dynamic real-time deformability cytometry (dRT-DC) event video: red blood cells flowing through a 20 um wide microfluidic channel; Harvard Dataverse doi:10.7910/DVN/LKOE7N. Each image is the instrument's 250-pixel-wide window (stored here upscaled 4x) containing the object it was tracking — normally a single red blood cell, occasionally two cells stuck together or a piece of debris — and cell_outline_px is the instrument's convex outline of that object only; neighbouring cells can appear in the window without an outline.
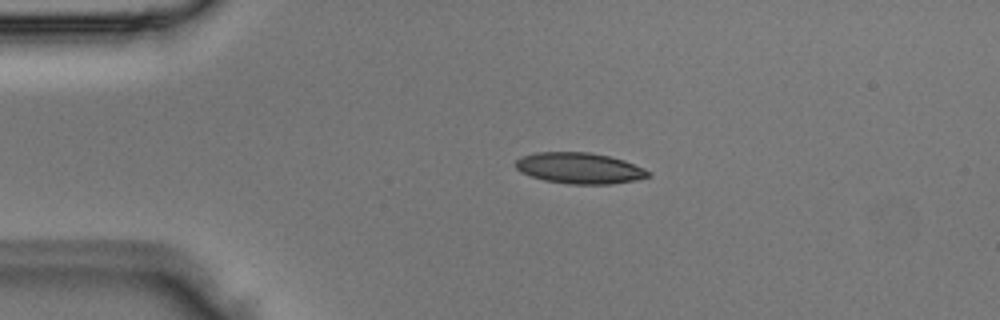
{"species": "Egyptian fruit bat (a non-hibernating species)", "species_latin": "Rousettus aegyptiacus", "temperature_condition": "room temperature", "stored_images_in_passage": 3, "camera_frame_rate_fps": 3000, "um_per_image_px": 0.085, "animal": {"sex": "male"}, "frame": {"image": 1, "passage_image": 1, "time_ms": 0.0, "image_size_px": [1000, 320], "cell_outline_px": [[652, 176], [636, 180], [612, 184], [568, 184], [544, 180], [520, 172], [516, 168], [516, 160], [520, 156], [536, 152], [592, 152], [624, 160], [644, 168], [652, 172]], "centroid_in_image_um": [49.28, 14.29], "position_along_channel_um": 35.7, "area_um2": 24.16}}
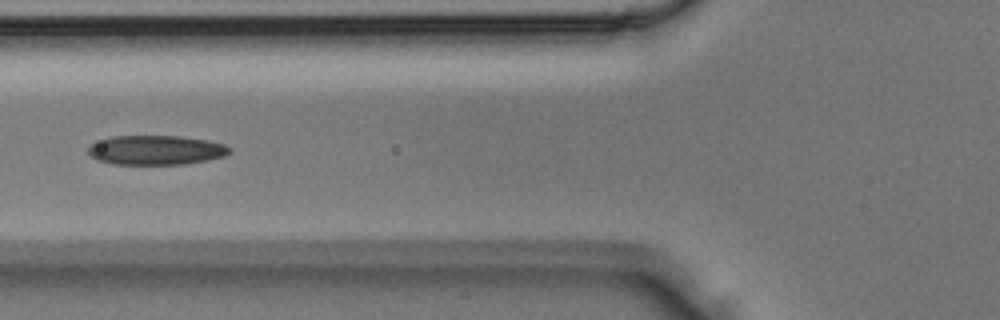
{"frame": {"image": 2, "passage_image": 3, "time_ms": 0.667, "image_size_px": [1000, 320], "cell_outline_px": [[232, 152], [224, 156], [208, 160], [184, 164], [112, 164], [96, 160], [88, 152], [88, 148], [92, 144], [100, 140], [112, 136], [180, 136], [208, 140], [224, 144], [232, 148]], "centroid_in_image_um": [13.29, 12.76], "position_along_channel_um": 112.5, "area_um2": 24.33}}